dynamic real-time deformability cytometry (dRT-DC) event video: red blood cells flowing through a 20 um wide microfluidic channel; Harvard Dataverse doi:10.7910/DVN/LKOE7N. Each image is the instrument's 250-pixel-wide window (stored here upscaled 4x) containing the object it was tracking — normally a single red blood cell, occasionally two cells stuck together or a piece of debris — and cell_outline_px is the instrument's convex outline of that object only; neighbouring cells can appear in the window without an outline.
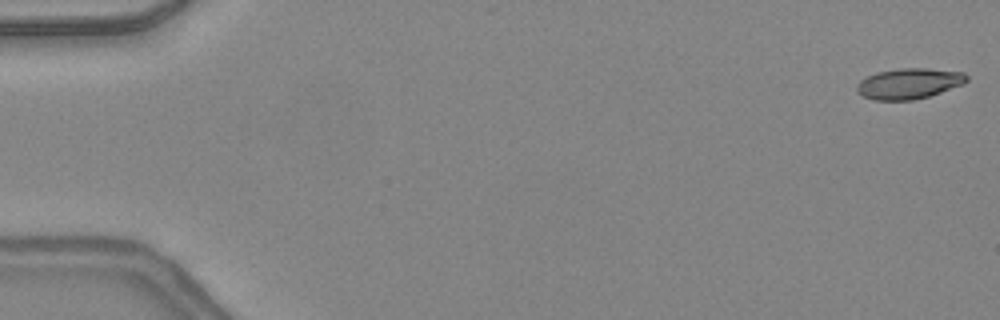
{"species": "common noctule bat (a hibernating species)", "species_latin": "Nyctalus noctula", "temperature_condition": "warm", "stored_images_in_passage": 47, "camera_frame_rate_fps": 3000, "um_per_image_px": 0.085, "animal": {"sex": "female", "body_mass_g": 24.6, "forearm_length_mm": 56.2}, "frame": {"image": 1, "passage_image": 1, "time_ms": 0.0, "image_size_px": [1000, 320], "cell_outline_px": [[968, 80], [964, 84], [928, 96], [912, 100], [872, 100], [856, 92], [856, 84], [860, 80], [876, 72], [900, 68], [924, 68], [964, 72], [968, 76]], "centroid_in_image_um": [77.25, 7.1], "position_along_channel_um": 7.8, "area_um2": 19.65}}
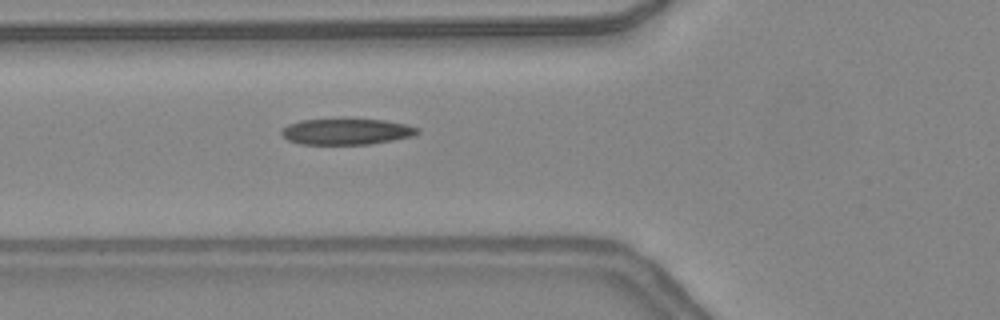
{"frame": {"image": 2, "passage_image": 18, "time_ms": 5.667, "image_size_px": [1000, 320], "cell_outline_px": [[420, 132], [412, 136], [392, 140], [368, 144], [300, 144], [288, 140], [280, 132], [288, 124], [300, 120], [384, 120], [408, 124], [420, 128]], "centroid_in_image_um": [29.48, 11.19], "position_along_channel_um": 96.3, "area_um2": 20.35}}
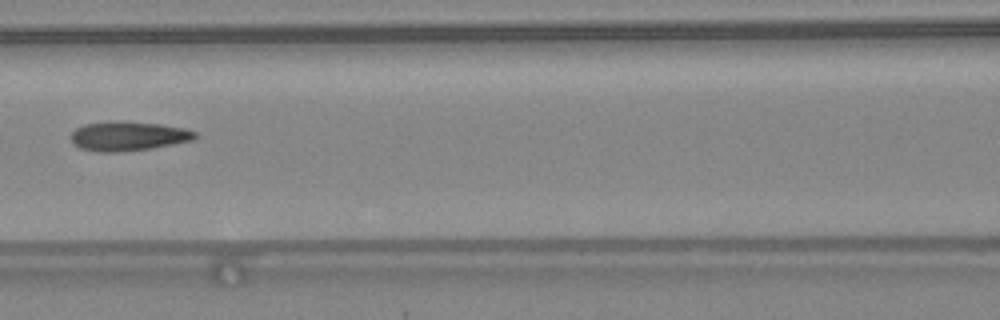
{"frame": {"image": 3, "passage_image": 22, "time_ms": 7.0, "image_size_px": [1000, 320], "cell_outline_px": [[196, 136], [192, 140], [152, 148], [116, 152], [96, 152], [80, 148], [72, 144], [72, 132], [76, 128], [84, 124], [116, 120], [124, 120], [160, 124], [184, 128], [196, 132]], "centroid_in_image_um": [10.86, 11.56], "position_along_channel_um": 155.7, "area_um2": 21.33}, "authors_computed_cell_mechanics": {"area_um2": 20.6346, "velocity_mm_per_s": 4.3875, "shape_relaxation_time_tau1_ms": 10.5851, "shape_relaxation_time_tau2_ms": 1.7945, "deformation_change_tau1": 0.3126, "deformation_change_tau2": 0.0922}}